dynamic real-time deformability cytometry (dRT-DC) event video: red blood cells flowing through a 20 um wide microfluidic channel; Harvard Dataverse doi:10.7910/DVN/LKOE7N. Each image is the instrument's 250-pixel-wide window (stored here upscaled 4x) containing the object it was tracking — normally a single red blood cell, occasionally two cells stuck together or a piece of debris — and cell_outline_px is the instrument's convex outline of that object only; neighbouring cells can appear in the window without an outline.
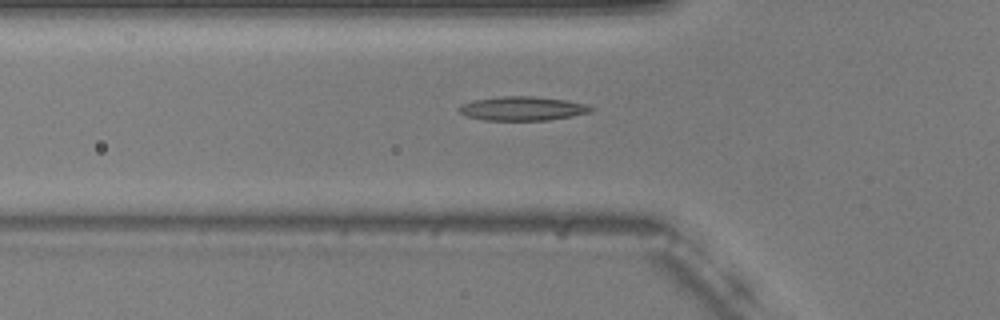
{"species": "common noctule bat (a hibernating species)", "species_latin": "Nyctalus noctula", "temperature_condition": "warm", "stored_images_in_passage": 50, "camera_frame_rate_fps": 3000, "um_per_image_px": 0.085, "animal": {"sex": "male", "body_mass_g": 20.5, "forearm_length_mm": 52.5}, "frame": {"image": 1, "passage_image": 18, "time_ms": 5.667, "image_size_px": [1000, 320], "cell_outline_px": [[596, 108], [588, 112], [572, 116], [548, 120], [484, 120], [468, 116], [460, 112], [456, 108], [464, 104], [476, 100], [500, 96], [532, 96], [568, 100], [588, 104]], "centroid_in_image_um": [44.46, 9.22], "position_along_channel_um": 81.3, "area_um2": 18.38}}
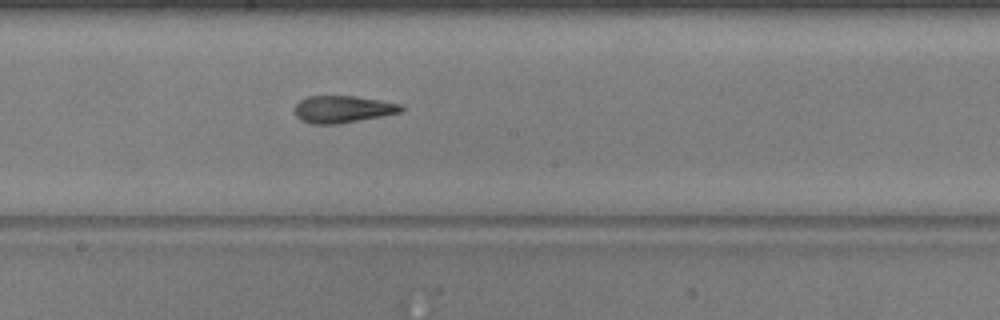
{"frame": {"image": 2, "passage_image": 29, "time_ms": 9.333, "image_size_px": [1000, 320], "cell_outline_px": [[404, 108], [400, 112], [384, 116], [340, 124], [312, 124], [300, 120], [292, 112], [296, 104], [300, 100], [308, 96], [356, 96], [380, 100], [400, 104]], "centroid_in_image_um": [29.1, 9.29], "position_along_channel_um": 219.1, "area_um2": 17.05}}
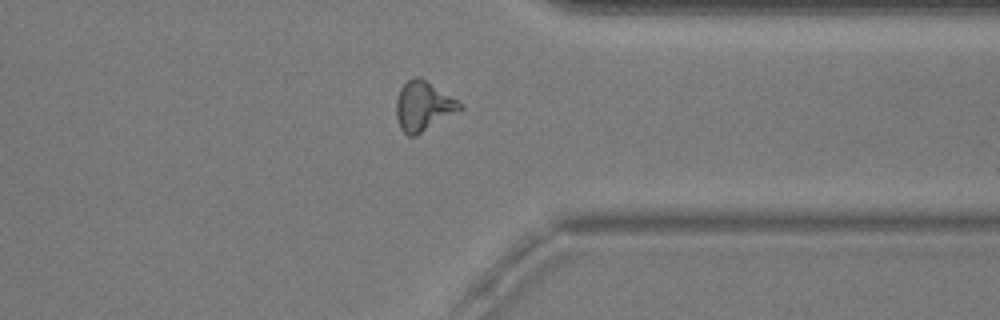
{"frame": {"image": 3, "passage_image": 42, "time_ms": 13.667, "image_size_px": [1000, 320], "cell_outline_px": [[464, 108], [460, 112], [416, 136], [408, 136], [400, 128], [396, 116], [396, 100], [400, 88], [408, 80], [416, 76], [420, 76], [464, 104]], "centroid_in_image_um": [36.01, 9.04], "position_along_channel_um": 375.4, "area_um2": 18.73}}